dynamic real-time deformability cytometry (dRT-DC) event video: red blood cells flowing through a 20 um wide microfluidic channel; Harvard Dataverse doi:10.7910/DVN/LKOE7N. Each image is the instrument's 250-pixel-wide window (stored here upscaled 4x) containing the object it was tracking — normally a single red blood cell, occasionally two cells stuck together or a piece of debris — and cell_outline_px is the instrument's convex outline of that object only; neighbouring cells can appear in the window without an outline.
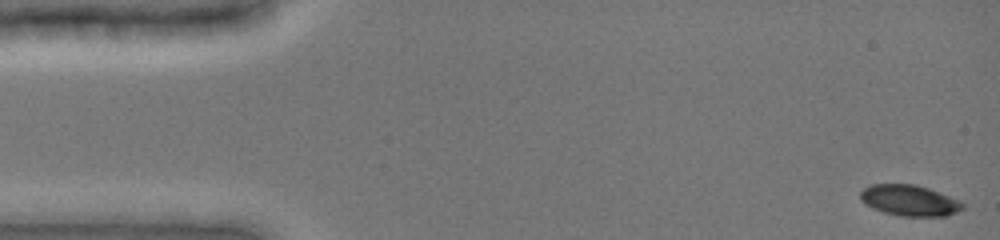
{"species": "common noctule bat (a hibernating species)", "species_latin": "Nyctalus noctula", "temperature_condition": "cold", "stored_images_in_passage": 11, "camera_frame_rate_fps": 3000, "um_per_image_px": 0.085, "animal": {"sex": "female", "body_mass_g": 19.0, "forearm_length_mm": 51.5}, "frame": {"image": 1, "passage_image": 1, "time_ms": 0.0, "image_size_px": [1000, 240], "cell_outline_px": [[964, 208], [948, 216], [900, 216], [884, 212], [872, 208], [864, 204], [860, 200], [860, 192], [864, 188], [872, 184], [916, 184], [928, 188], [960, 200], [964, 204]], "centroid_in_image_um": [77.3, 17.04], "position_along_channel_um": 7.7, "area_um2": 18.55}}
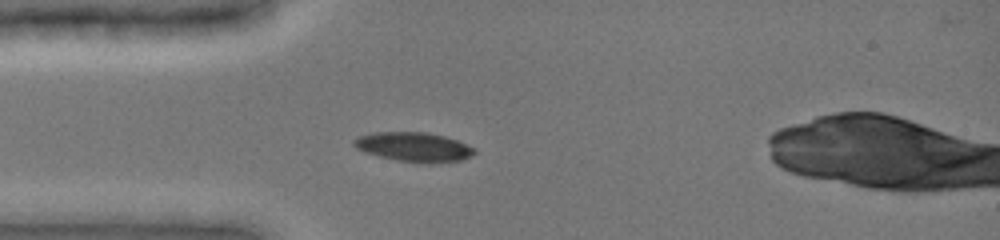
{"frame": {"image": 2, "passage_image": 7, "time_ms": 4.0, "image_size_px": [1000, 240], "cell_outline_px": [[476, 152], [472, 156], [460, 160], [432, 164], [396, 160], [364, 152], [356, 148], [352, 144], [352, 140], [360, 136], [372, 132], [428, 132], [444, 136], [456, 140], [476, 148]], "centroid_in_image_um": [35.18, 12.49], "position_along_channel_um": 49.8, "area_um2": 20.75}}
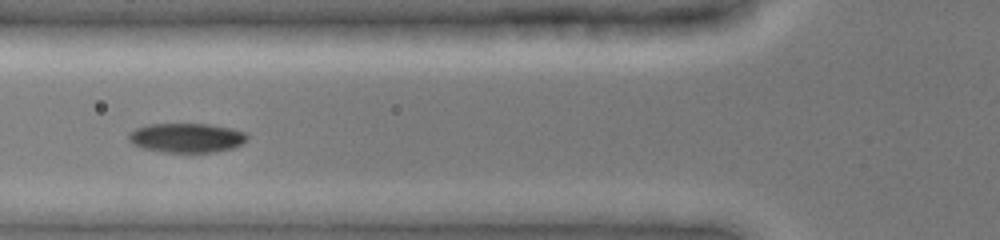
{"frame": {"image": 3, "passage_image": 10, "time_ms": 5.667, "image_size_px": [1000, 240], "cell_outline_px": [[248, 140], [232, 148], [216, 152], [164, 152], [144, 148], [132, 144], [128, 140], [128, 132], [144, 124], [208, 124], [232, 128], [248, 132]], "centroid_in_image_um": [15.86, 11.7], "position_along_channel_um": 109.9, "area_um2": 20.52}}